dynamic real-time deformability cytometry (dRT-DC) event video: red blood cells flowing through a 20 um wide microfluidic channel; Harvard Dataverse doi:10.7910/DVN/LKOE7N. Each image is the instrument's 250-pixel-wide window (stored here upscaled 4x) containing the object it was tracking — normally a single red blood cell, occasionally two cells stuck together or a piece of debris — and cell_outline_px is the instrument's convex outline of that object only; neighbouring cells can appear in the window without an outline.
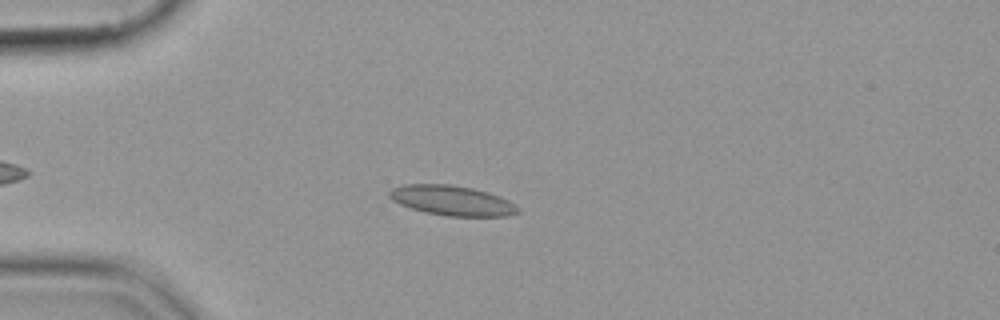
{"species": "common noctule bat (a hibernating species)", "species_latin": "Nyctalus noctula", "temperature_condition": "cold", "stored_images_in_passage": 52, "camera_frame_rate_fps": 3000, "um_per_image_px": 0.085, "animal": {"sex": "female", "body_mass_g": 19.9}, "frame": {"image": 1, "passage_image": 12, "time_ms": 3.667, "image_size_px": [1000, 320], "cell_outline_px": [[520, 212], [508, 216], [448, 216], [424, 212], [400, 204], [392, 200], [388, 196], [388, 192], [392, 188], [404, 184], [448, 184], [472, 188], [488, 192], [500, 196], [508, 200], [520, 208]], "centroid_in_image_um": [38.43, 17.04], "position_along_channel_um": 46.6, "area_um2": 22.48}}
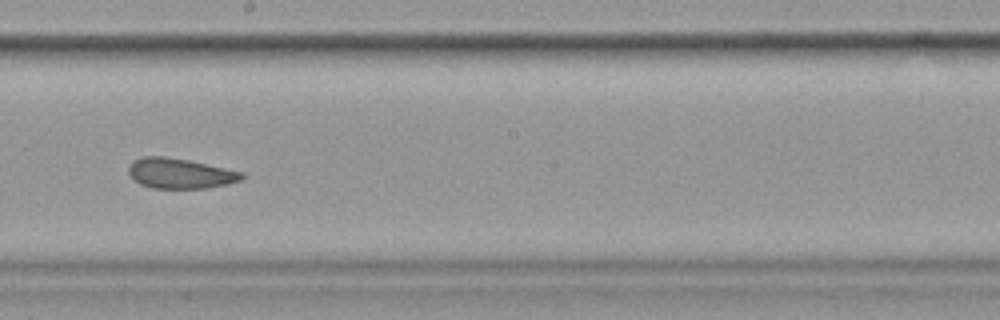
{"frame": {"image": 2, "passage_image": 29, "time_ms": 9.333, "image_size_px": [1000, 320], "cell_outline_px": [[244, 176], [240, 180], [228, 184], [208, 188], [152, 188], [140, 184], [132, 180], [128, 172], [128, 164], [132, 160], [140, 156], [164, 156], [188, 160], [244, 172]], "centroid_in_image_um": [15.25, 14.73], "position_along_channel_um": 233.0, "area_um2": 20.17}}
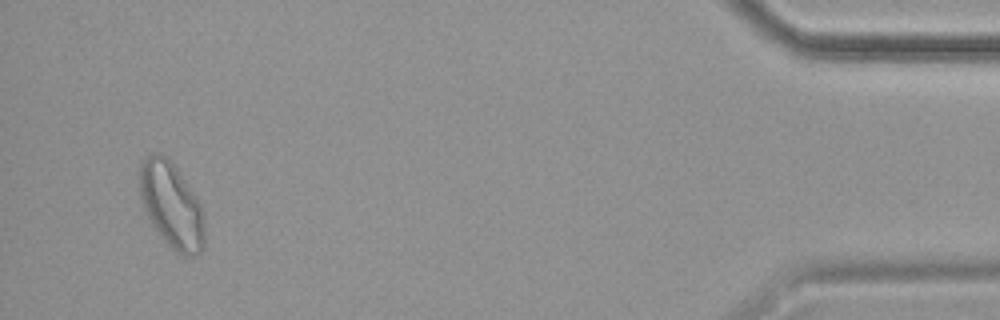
{"frame": {"image": 3, "passage_image": 50, "time_ms": 16.333, "image_size_px": [1000, 320], "cell_outline_px": [[204, 248], [196, 256], [180, 256], [164, 240], [152, 224], [140, 200], [136, 172], [140, 160], [156, 152], [160, 152], [168, 156], [200, 204], [204, 224]], "centroid_in_image_um": [14.52, 17.4], "position_along_channel_um": 420.7, "area_um2": 32.77}}